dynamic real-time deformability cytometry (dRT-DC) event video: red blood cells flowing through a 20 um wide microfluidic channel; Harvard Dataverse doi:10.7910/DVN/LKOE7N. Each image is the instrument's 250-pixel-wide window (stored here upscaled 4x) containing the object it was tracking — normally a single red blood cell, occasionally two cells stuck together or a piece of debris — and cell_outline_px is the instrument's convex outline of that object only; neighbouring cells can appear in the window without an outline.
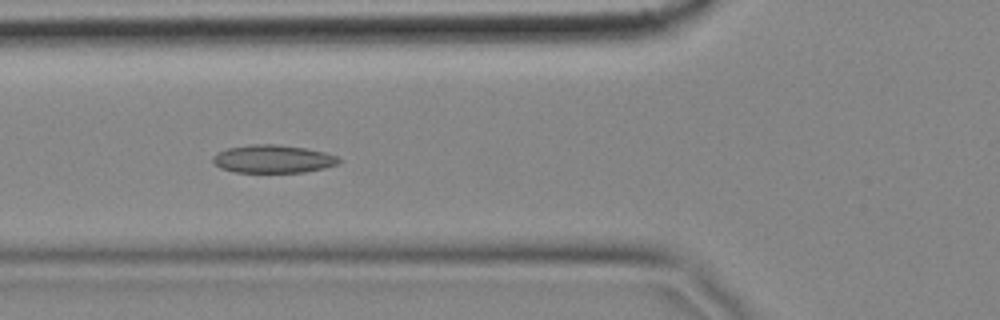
{"species": "common noctule bat (a hibernating species)", "species_latin": "Nyctalus noctula", "temperature_condition": "cold", "stored_images_in_passage": 57, "segment_of_instrument_passage": [1, 2], "camera_frame_rate_fps": 3000, "um_per_image_px": 0.085, "animal": {"sex": "female", "body_mass_g": 18.4}, "frame": {"image": 1, "passage_image": 19, "time_ms": 6.0, "image_size_px": [1000, 320], "cell_outline_px": [[340, 164], [324, 168], [304, 172], [236, 172], [220, 168], [212, 160], [212, 156], [216, 152], [228, 148], [252, 144], [276, 144], [304, 148], [324, 152], [336, 156], [340, 160]], "centroid_in_image_um": [23.19, 13.51], "position_along_channel_um": 102.6, "area_um2": 20.52}}
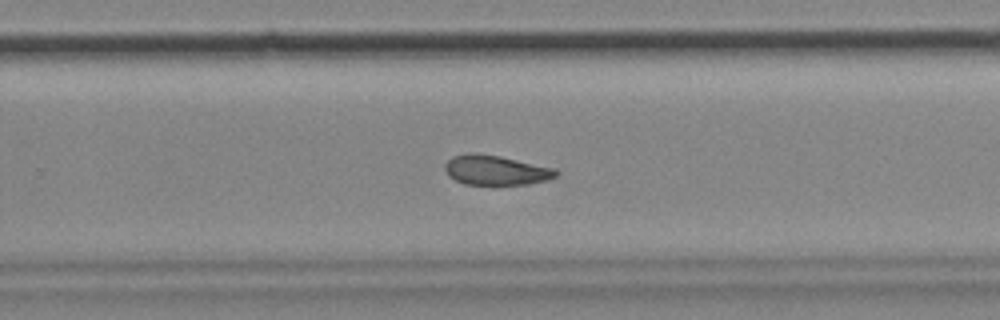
{"frame": {"image": 2, "passage_image": 35, "time_ms": 11.333, "image_size_px": [1000, 320], "cell_outline_px": [[556, 176], [548, 180], [528, 184], [492, 188], [464, 184], [448, 176], [444, 168], [444, 164], [452, 156], [468, 152], [500, 156], [552, 168], [556, 172]], "centroid_in_image_um": [42.07, 14.52], "position_along_channel_um": 287.7, "area_um2": 19.94}}
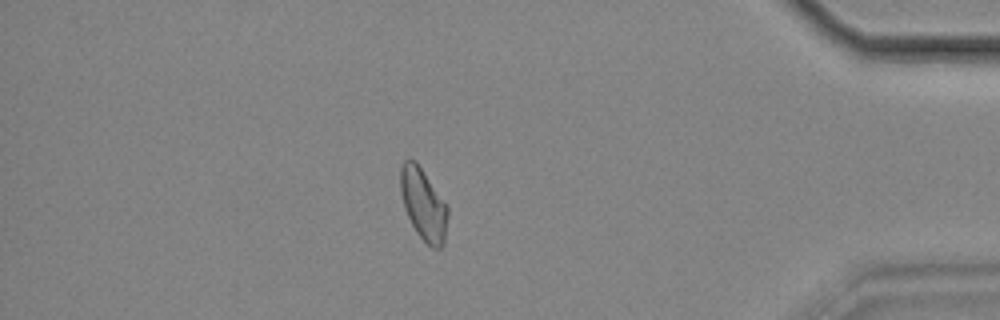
{"frame": {"image": 3, "passage_image": 48, "time_ms": 15.667, "image_size_px": [1000, 320], "cell_outline_px": [[448, 216], [444, 244], [440, 248], [432, 248], [416, 232], [404, 208], [400, 192], [400, 168], [404, 160], [416, 160], [448, 208]], "centroid_in_image_um": [35.97, 17.37], "position_along_channel_um": 399.2, "area_um2": 19.54}}